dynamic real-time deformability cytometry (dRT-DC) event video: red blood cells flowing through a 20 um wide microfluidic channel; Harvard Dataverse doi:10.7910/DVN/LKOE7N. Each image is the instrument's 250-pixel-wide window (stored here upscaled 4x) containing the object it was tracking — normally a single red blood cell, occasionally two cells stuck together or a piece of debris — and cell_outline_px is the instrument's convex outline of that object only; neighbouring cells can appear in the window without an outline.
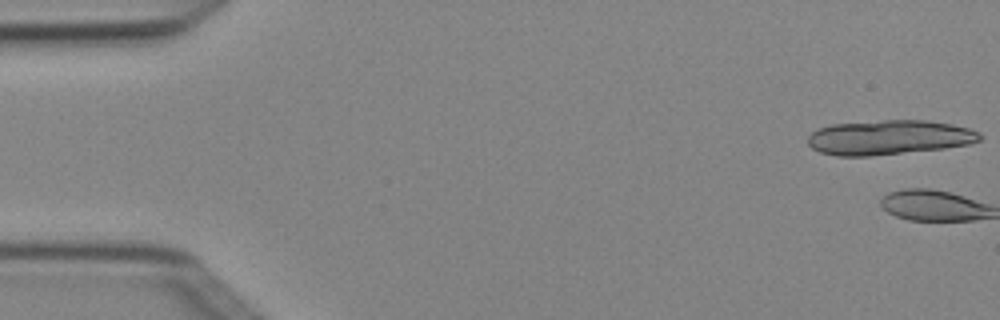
{"species": "Egyptian fruit bat (a non-hibernating species)", "species_latin": "Rousettus aegyptiacus", "temperature_condition": "cold", "stored_images_in_passage": 5, "camera_frame_rate_fps": 3000, "um_per_image_px": 0.085, "animal": {"sex": "female"}, "frame": {"image": 1, "passage_image": 1, "time_ms": 0.0, "image_size_px": [1000, 320], "cell_outline_px": [[984, 136], [980, 140], [972, 144], [944, 148], [872, 156], [836, 156], [820, 152], [812, 148], [808, 144], [808, 136], [812, 132], [820, 128], [832, 124], [884, 120], [928, 120], [952, 124], [968, 128], [980, 132]], "centroid_in_image_um": [75.6, 11.68], "position_along_channel_um": 9.4, "area_um2": 34.91}}